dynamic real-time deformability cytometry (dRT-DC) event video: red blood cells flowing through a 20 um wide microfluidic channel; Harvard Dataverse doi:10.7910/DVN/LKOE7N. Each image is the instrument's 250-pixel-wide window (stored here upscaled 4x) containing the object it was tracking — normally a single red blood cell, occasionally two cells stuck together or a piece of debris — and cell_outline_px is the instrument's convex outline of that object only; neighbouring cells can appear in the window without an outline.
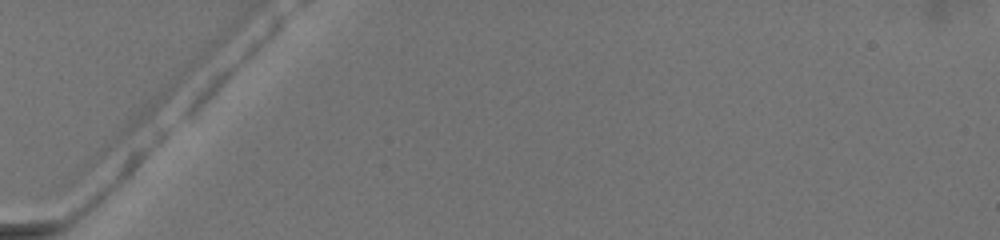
{"species": "common noctule bat (a hibernating species)", "species_latin": "Nyctalus noctula", "temperature_condition": "warm", "stored_images_in_passage": 3, "camera_frame_rate_fps": 3000, "um_per_image_px": 0.085, "animal": {"sex": "female", "body_mass_g": 19.5, "forearm_length_mm": 54.1}, "frame": {"image": 1, "passage_image": 1, "time_ms": 0.0, "image_size_px": [1000, 240], "cell_outline_px": [[284, 20], [280, 28], [196, 116], [188, 116], [184, 112], [184, 108], [220, 72], [276, 20], [284, 16]], "centroid_in_image_um": [19.6, 6.03], "position_along_channel_um": 65.4, "area_um2": 11.33}}
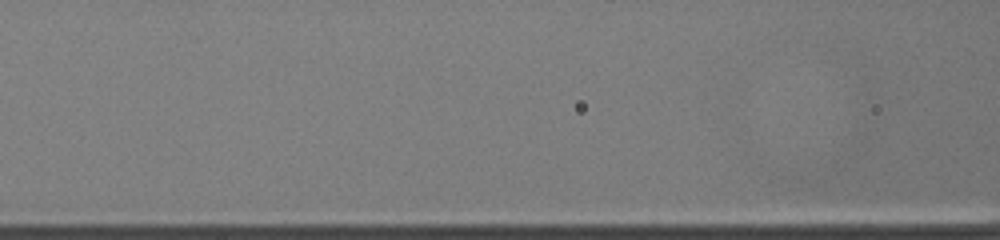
{"frame": {"image": 2, "passage_image": 3, "time_ms": 0.667, "image_size_px": [1000, 240], "cell_outline_px": [[768, 156], [740, 160], [716, 160], [580, 156], [580, 152], [588, 148], [604, 144], [752, 144], [768, 152]], "centroid_in_image_um": [57.62, 12.87], "position_along_channel_um": 109.0, "area_um2": 18.32}}